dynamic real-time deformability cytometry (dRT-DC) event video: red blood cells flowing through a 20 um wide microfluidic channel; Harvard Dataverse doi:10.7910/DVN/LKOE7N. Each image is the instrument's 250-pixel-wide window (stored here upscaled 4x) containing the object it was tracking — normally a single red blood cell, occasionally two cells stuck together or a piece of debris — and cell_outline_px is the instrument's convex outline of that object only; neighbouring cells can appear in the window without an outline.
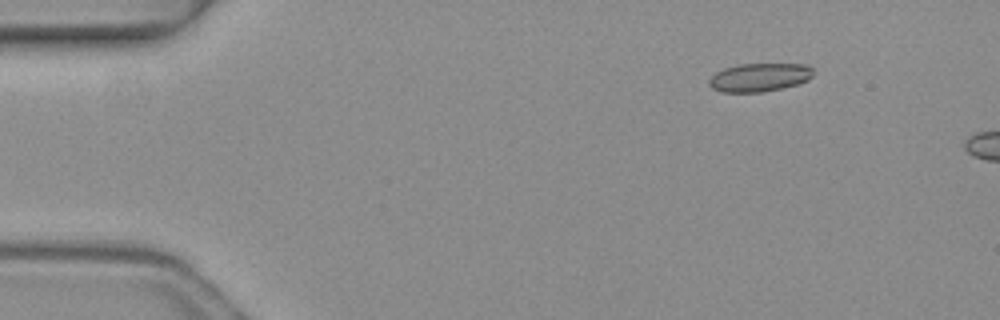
{"species": "common noctule bat (a hibernating species)", "species_latin": "Nyctalus noctula", "temperature_condition": "warm", "stored_images_in_passage": 4, "camera_frame_rate_fps": 3000, "um_per_image_px": 0.085, "animal": {"sex": "female", "body_mass_g": 19.3, "forearm_length_mm": 54.1}, "frame": {"image": 1, "passage_image": 2, "time_ms": 0.333, "image_size_px": [1000, 320], "cell_outline_px": [[812, 76], [808, 80], [796, 84], [780, 88], [760, 92], [720, 92], [712, 88], [708, 84], [708, 80], [716, 72], [724, 68], [736, 64], [808, 64], [812, 68]], "centroid_in_image_um": [64.52, 6.57], "position_along_channel_um": 20.5, "area_um2": 17.22}}